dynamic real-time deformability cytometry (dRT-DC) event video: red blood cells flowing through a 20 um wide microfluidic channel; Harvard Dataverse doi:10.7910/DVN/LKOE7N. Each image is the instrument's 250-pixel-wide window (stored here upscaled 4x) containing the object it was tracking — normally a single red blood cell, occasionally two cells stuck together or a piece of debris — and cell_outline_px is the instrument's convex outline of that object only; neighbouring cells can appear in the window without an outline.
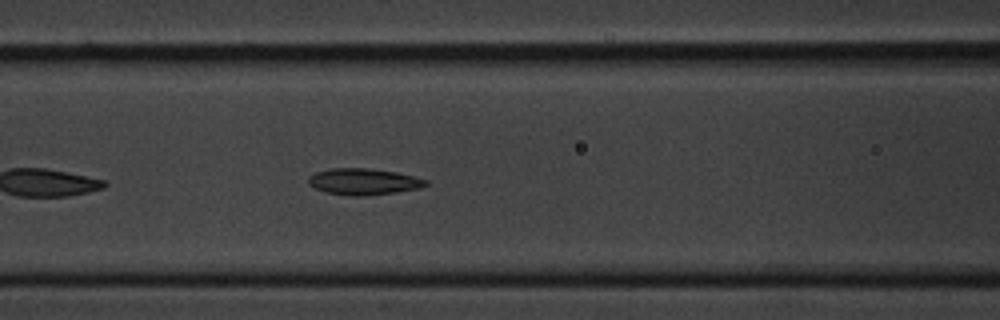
{"species": "common noctule bat (a hibernating species)", "species_latin": "Nyctalus noctula", "temperature_condition": "cold", "stored_images_in_passage": 44, "camera_frame_rate_fps": 3000, "um_per_image_px": 0.085, "animal": {"sex": "male", "body_mass_g": 20.1, "forearm_length_mm": 53.5}, "frame": {"image": 1, "passage_image": 10, "time_ms": 3.0, "image_size_px": [1000, 320], "cell_outline_px": [[428, 184], [420, 188], [396, 192], [364, 196], [352, 196], [324, 192], [308, 184], [308, 176], [316, 172], [332, 168], [364, 168], [396, 172], [428, 180]], "centroid_in_image_um": [30.88, 15.44], "position_along_channel_um": 135.7, "area_um2": 17.98}}
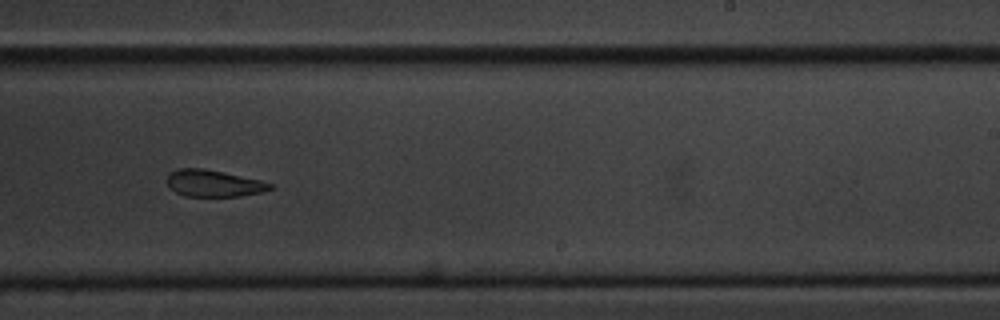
{"frame": {"image": 2, "passage_image": 22, "time_ms": 7.0, "image_size_px": [1000, 320], "cell_outline_px": [[272, 188], [260, 192], [240, 196], [184, 196], [168, 188], [168, 172], [180, 168], [204, 168], [224, 172], [260, 180], [272, 184]], "centroid_in_image_um": [18.11, 15.58], "position_along_channel_um": 270.9, "area_um2": 16.01}}
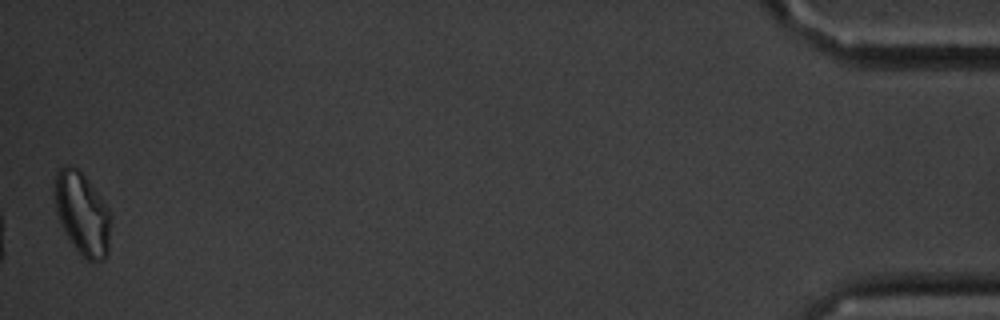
{"frame": {"image": 3, "passage_image": 44, "time_ms": 14.333, "image_size_px": [1000, 320], "cell_outline_px": [[112, 220], [108, 252], [104, 260], [84, 260], [72, 244], [64, 232], [56, 212], [52, 192], [56, 172], [64, 164], [68, 164], [76, 168], [88, 180], [112, 212]], "centroid_in_image_um": [6.99, 18.15], "position_along_channel_um": 428.2, "area_um2": 27.69}, "authors_computed_cell_mechanics": {"area_um2": 17.9758, "velocity_mm_per_s": 3.3885, "shape_relaxation_time_tau1_ms": 3.9352, "shape_relaxation_time_tau2_ms": 5.5493, "deformation_change_tau1": 0.1106, "deformation_change_tau2": 0.1243}}